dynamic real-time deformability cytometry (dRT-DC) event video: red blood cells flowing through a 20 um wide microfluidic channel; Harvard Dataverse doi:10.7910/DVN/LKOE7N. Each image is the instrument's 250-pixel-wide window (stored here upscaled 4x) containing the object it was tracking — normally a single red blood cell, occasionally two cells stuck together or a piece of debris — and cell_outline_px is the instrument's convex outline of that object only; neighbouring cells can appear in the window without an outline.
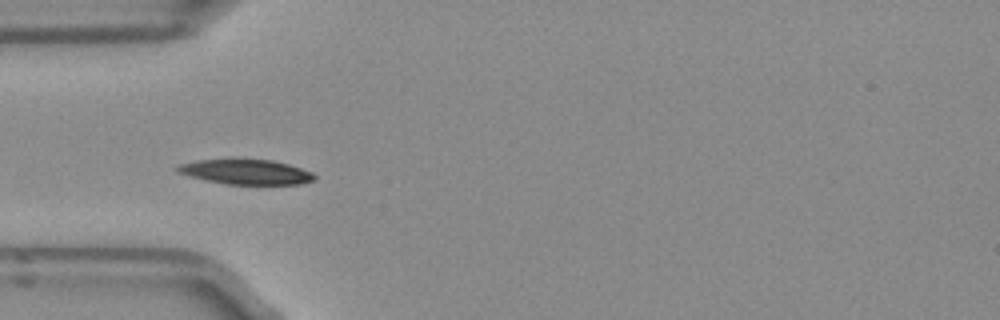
{"species": "Egyptian fruit bat (a non-hibernating species)", "species_latin": "Rousettus aegyptiacus", "temperature_condition": "room temperature", "stored_images_in_passage": 30, "camera_frame_rate_fps": 3000, "um_per_image_px": 0.085, "frame": {"image": 1, "passage_image": 5, "time_ms": 1.333, "image_size_px": [1000, 320], "cell_outline_px": [[316, 176], [312, 180], [300, 184], [228, 184], [188, 176], [176, 172], [172, 168], [180, 164], [200, 160], [272, 160], [288, 164], [312, 172]], "centroid_in_image_um": [20.88, 14.62], "position_along_channel_um": 64.1, "area_um2": 19.54}, "authors_computed_cell_mechanics": {"area_um2": 20.4034, "velocity_mm_per_s": 3.8996, "shape_relaxation_time_tau1_ms": 1.5223, "shape_relaxation_time_tau2_ms": null, "deformation_change_tau1": 0.0976, "deformation_change_tau2": null}}